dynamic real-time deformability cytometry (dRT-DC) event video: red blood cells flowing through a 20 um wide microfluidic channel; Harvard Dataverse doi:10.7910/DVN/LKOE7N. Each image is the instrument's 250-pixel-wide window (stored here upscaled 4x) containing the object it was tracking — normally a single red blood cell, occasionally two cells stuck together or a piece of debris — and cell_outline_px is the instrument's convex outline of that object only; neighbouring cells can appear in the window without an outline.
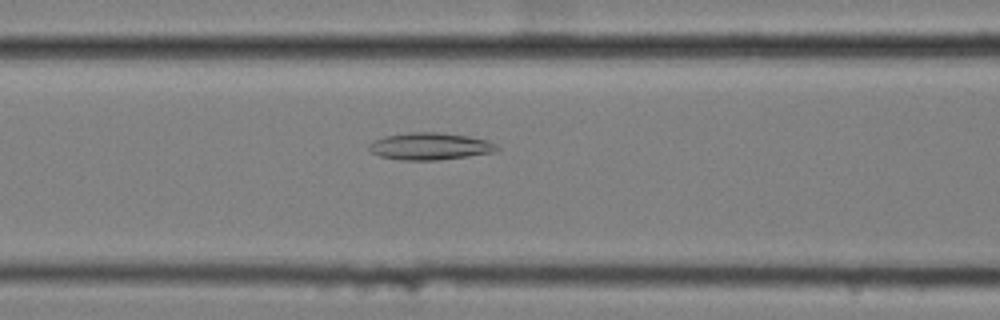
{"species": "common noctule bat (a hibernating species)", "species_latin": "Nyctalus noctula", "temperature_condition": "cold", "stored_images_in_passage": 54, "camera_frame_rate_fps": 3000, "um_per_image_px": 0.085, "animal": {"sex": "female", "body_mass_g": 25.1}, "frame": {"image": 1, "passage_image": 20, "time_ms": 6.333, "image_size_px": [1000, 320], "cell_outline_px": [[500, 148], [496, 152], [468, 156], [436, 160], [400, 160], [380, 156], [372, 152], [368, 148], [368, 144], [372, 140], [384, 136], [412, 132], [436, 132], [468, 136], [488, 140], [496, 144]], "centroid_in_image_um": [36.55, 12.43], "position_along_channel_um": 130.1, "area_um2": 20.29}}
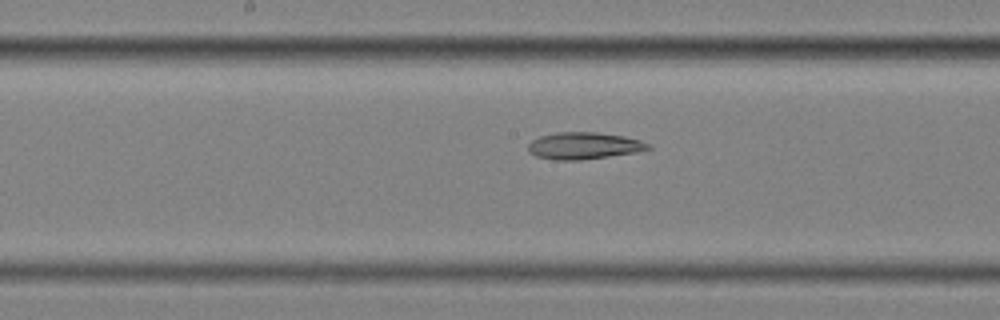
{"frame": {"image": 2, "passage_image": 26, "time_ms": 8.333, "image_size_px": [1000, 320], "cell_outline_px": [[652, 148], [636, 152], [580, 160], [556, 160], [536, 156], [528, 152], [528, 144], [532, 140], [540, 136], [556, 132], [596, 132], [624, 136], [640, 140], [652, 144]], "centroid_in_image_um": [49.63, 12.38], "position_along_channel_um": 198.6, "area_um2": 18.84}}
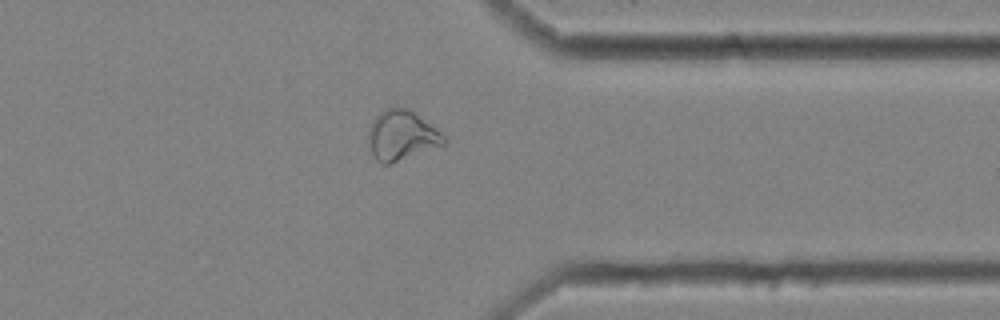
{"frame": {"image": 3, "passage_image": 42, "time_ms": 13.667, "image_size_px": [1000, 320], "cell_outline_px": [[448, 144], [388, 164], [380, 164], [376, 160], [368, 144], [368, 128], [372, 120], [380, 112], [388, 108], [404, 108], [412, 112], [440, 132], [448, 140]], "centroid_in_image_um": [34.12, 11.55], "position_along_channel_um": 377.3, "area_um2": 21.68}, "authors_computed_cell_mechanics": {"area_um2": 23.0911, "velocity_mm_per_s": 3.4324, "shape_relaxation_time_tau1_ms": null, "shape_relaxation_time_tau2_ms": 11.167, "deformation_change_tau1": null, "deformation_change_tau2": 0.2021}}